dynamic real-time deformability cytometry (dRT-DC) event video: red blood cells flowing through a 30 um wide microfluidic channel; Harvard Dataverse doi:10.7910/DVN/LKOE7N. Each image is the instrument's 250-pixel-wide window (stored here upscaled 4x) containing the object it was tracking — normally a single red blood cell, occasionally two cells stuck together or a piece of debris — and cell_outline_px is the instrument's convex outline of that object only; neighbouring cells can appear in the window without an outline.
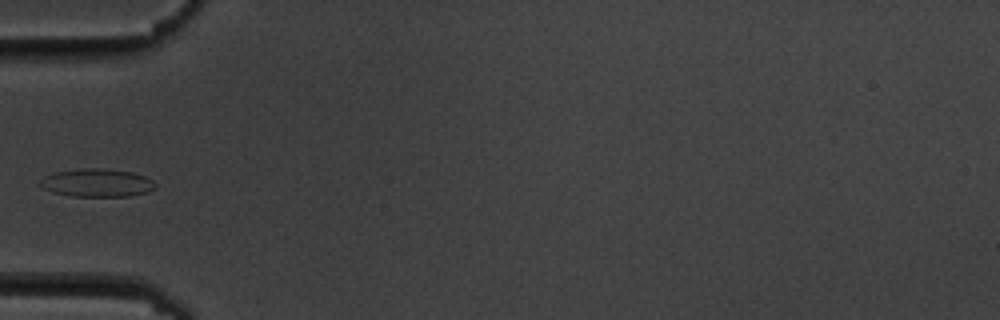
{"species": "common noctule bat (a hibernating species)", "species_latin": "Nyctalus noctula", "temperature_condition": "cold", "stored_images_in_passage": 14, "camera_frame_rate_fps": 3000, "um_per_image_px": 0.085, "animal": {"sex": "male", "body_mass_g": 19.5, "forearm_length_mm": 54.6}, "frame": {"image": 1, "passage_image": 5, "time_ms": 5.667, "image_size_px": [1000, 320], "cell_outline_px": [[156, 188], [148, 192], [128, 196], [72, 196], [52, 192], [44, 188], [40, 184], [40, 180], [44, 176], [56, 172], [80, 168], [100, 168], [132, 172], [144, 176], [152, 180], [156, 184]], "centroid_in_image_um": [8.25, 15.54], "position_along_channel_um": 76.7, "area_um2": 18.79}}
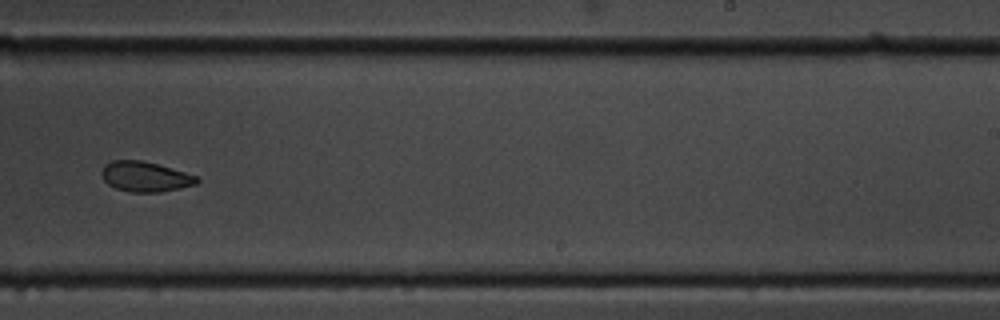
{"frame": {"image": 2, "passage_image": 10, "time_ms": 11.333, "image_size_px": [1000, 320], "cell_outline_px": [[200, 180], [196, 184], [180, 188], [160, 192], [128, 192], [116, 188], [108, 184], [104, 180], [100, 172], [104, 164], [112, 160], [140, 160], [156, 164], [184, 172], [196, 176]], "centroid_in_image_um": [12.3, 15.02], "position_along_channel_um": 276.7, "area_um2": 16.65}}
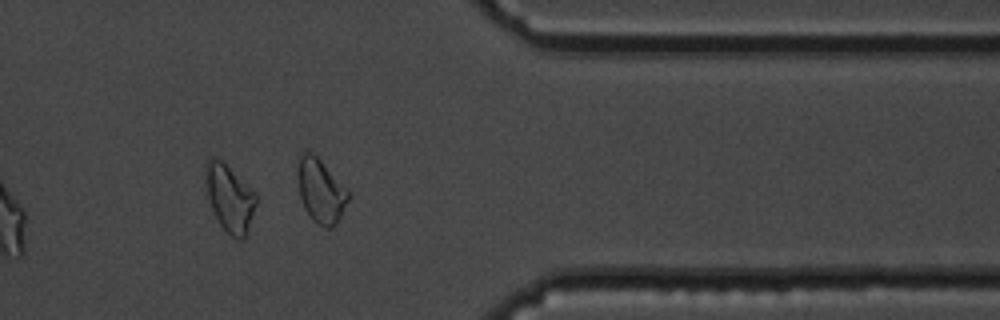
{"frame": {"image": 3, "passage_image": 13, "time_ms": 14.667, "image_size_px": [1000, 320], "cell_outline_px": [[256, 204], [248, 232], [240, 240], [232, 236], [220, 224], [208, 200], [204, 180], [204, 164], [212, 156], [220, 160], [252, 188], [256, 192]], "centroid_in_image_um": [19.5, 16.81], "position_along_channel_um": 391.9, "area_um2": 19.71}, "authors_computed_cell_mechanics": {"area_um2": 18.2937, "velocity_mm_per_s": 3.5356, "shape_relaxation_time_tau1_ms": null, "shape_relaxation_time_tau2_ms": 3.1722, "deformation_change_tau1": null, "deformation_change_tau2": 0.0776}}